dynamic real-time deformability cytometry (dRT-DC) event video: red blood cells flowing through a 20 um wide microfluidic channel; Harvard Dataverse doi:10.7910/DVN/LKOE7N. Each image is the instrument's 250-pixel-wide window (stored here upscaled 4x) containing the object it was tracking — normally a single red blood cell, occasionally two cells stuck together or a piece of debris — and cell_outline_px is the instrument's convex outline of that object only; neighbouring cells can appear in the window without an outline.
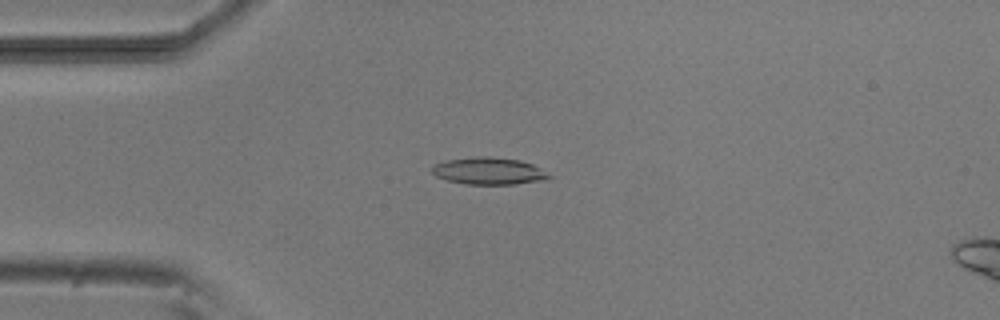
{"species": "common noctule bat (a hibernating species)", "species_latin": "Nyctalus noctula", "temperature_condition": "room temperature", "stored_images_in_passage": 7, "camera_frame_rate_fps": 3000, "um_per_image_px": 0.085, "animal": {"sex": "male", "body_mass_g": 20.5, "forearm_length_mm": 52.5}, "frame": {"image": 1, "passage_image": 4, "time_ms": 3.667, "image_size_px": [1000, 320], "cell_outline_px": [[552, 176], [548, 180], [516, 184], [464, 184], [448, 180], [436, 176], [432, 172], [432, 168], [436, 164], [444, 160], [476, 156], [488, 156], [520, 160], [532, 164], [540, 168]], "centroid_in_image_um": [41.57, 14.53], "position_along_channel_um": 43.4, "area_um2": 18.55}}
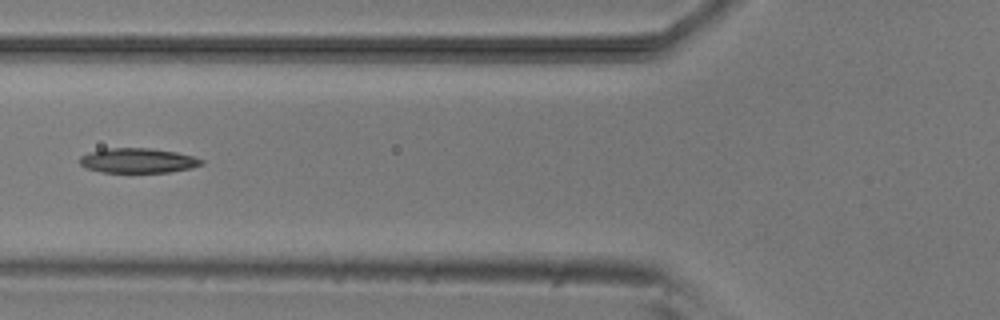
{"frame": {"image": 2, "passage_image": 6, "time_ms": 6.0, "image_size_px": [1000, 320], "cell_outline_px": [[204, 164], [192, 168], [168, 172], [100, 172], [88, 168], [80, 164], [80, 156], [88, 152], [104, 148], [148, 148], [176, 152], [192, 156], [204, 160]], "centroid_in_image_um": [11.72, 13.64], "position_along_channel_um": 114.1, "area_um2": 17.57}}
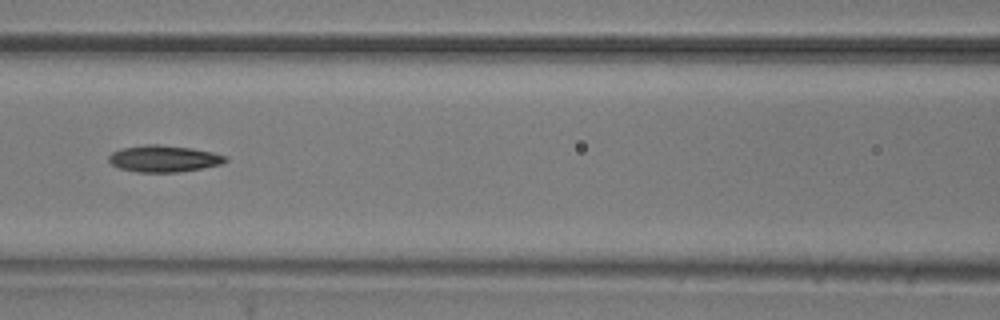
{"frame": {"image": 3, "passage_image": 7, "time_ms": 7.0, "image_size_px": [1000, 320], "cell_outline_px": [[228, 160], [220, 164], [180, 172], [136, 172], [120, 168], [112, 164], [108, 160], [108, 156], [112, 152], [120, 148], [144, 144], [156, 144], [192, 148], [212, 152], [228, 156]], "centroid_in_image_um": [13.9, 13.47], "position_along_channel_um": 152.7, "area_um2": 18.15}}